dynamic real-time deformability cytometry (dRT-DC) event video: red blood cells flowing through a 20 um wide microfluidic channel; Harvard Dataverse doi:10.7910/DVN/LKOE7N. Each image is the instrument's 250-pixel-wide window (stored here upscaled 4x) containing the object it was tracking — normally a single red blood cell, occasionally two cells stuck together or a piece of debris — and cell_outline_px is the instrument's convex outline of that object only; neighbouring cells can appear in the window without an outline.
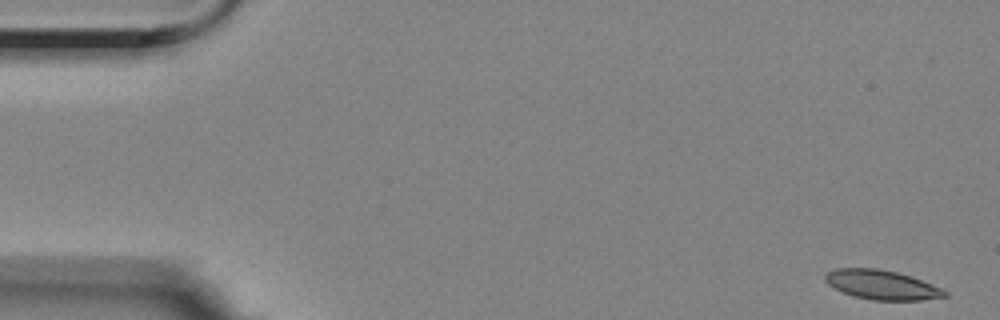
{"species": "Egyptian fruit bat (a non-hibernating species)", "species_latin": "Rousettus aegyptiacus", "temperature_condition": "room temperature", "stored_images_in_passage": 19, "camera_frame_rate_fps": 3000, "um_per_image_px": 0.085, "animal": {"sex": "female"}, "frame": {"image": 1, "passage_image": 1, "time_ms": 0.0, "image_size_px": [1000, 320], "cell_outline_px": [[948, 296], [920, 300], [872, 300], [852, 296], [828, 284], [824, 280], [824, 272], [836, 268], [880, 268], [912, 276], [944, 288], [948, 292]], "centroid_in_image_um": [74.97, 24.2], "position_along_channel_um": 10.0, "area_um2": 20.75}}
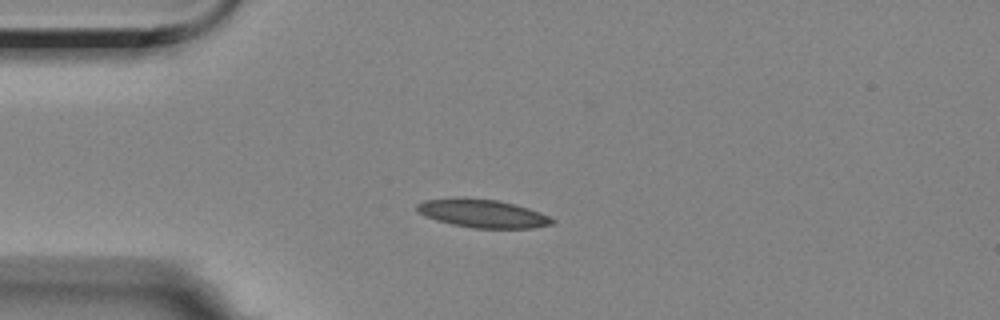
{"frame": {"image": 2, "passage_image": 13, "time_ms": 4.0, "image_size_px": [1000, 320], "cell_outline_px": [[556, 224], [532, 228], [472, 228], [452, 224], [436, 220], [424, 216], [416, 212], [416, 204], [424, 200], [496, 200], [528, 208], [540, 212], [556, 220]], "centroid_in_image_um": [41.07, 18.2], "position_along_channel_um": 43.9, "area_um2": 21.56}}
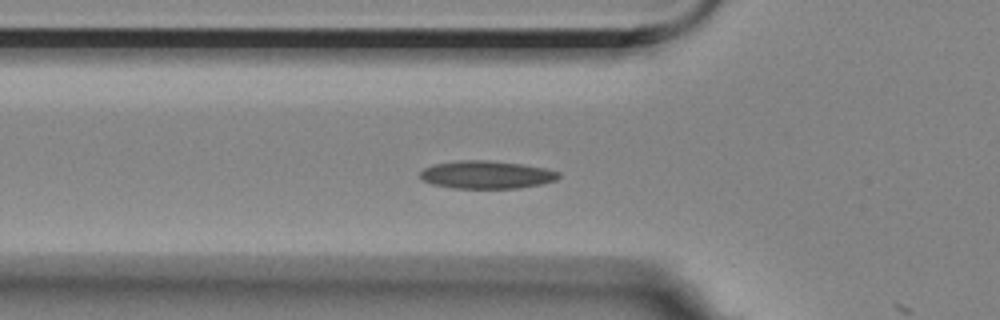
{"frame": {"image": 3, "passage_image": 18, "time_ms": 5.667, "image_size_px": [1000, 320], "cell_outline_px": [[560, 176], [556, 180], [540, 184], [520, 188], [452, 188], [432, 184], [424, 180], [420, 176], [420, 172], [424, 168], [432, 164], [460, 160], [488, 160], [520, 164], [544, 168], [560, 172]], "centroid_in_image_um": [41.34, 14.85], "position_along_channel_um": 84.5, "area_um2": 22.43}}